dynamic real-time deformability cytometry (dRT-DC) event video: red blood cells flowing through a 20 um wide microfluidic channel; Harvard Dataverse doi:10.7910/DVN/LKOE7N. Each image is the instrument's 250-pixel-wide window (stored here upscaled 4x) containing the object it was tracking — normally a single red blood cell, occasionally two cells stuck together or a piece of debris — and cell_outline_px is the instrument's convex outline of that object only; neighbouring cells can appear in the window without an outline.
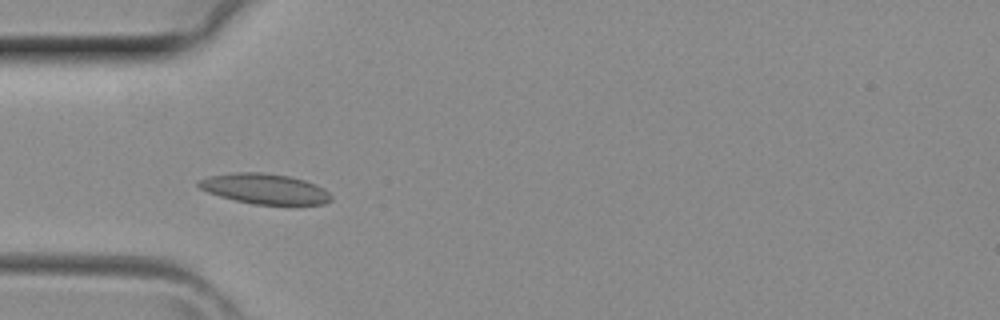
{"species": "common noctule bat (a hibernating species)", "species_latin": "Nyctalus noctula", "temperature_condition": "room temperature", "stored_images_in_passage": 2, "camera_frame_rate_fps": 3000, "um_per_image_px": 0.085, "animal": {"sex": "female", "body_mass_g": 29.2, "forearm_length_mm": 56.3}, "frame": {"image": 1, "passage_image": 2, "time_ms": 0.333, "image_size_px": [1000, 320], "cell_outline_px": [[332, 200], [324, 204], [252, 204], [220, 196], [208, 192], [200, 188], [196, 184], [196, 180], [208, 176], [232, 172], [260, 172], [288, 176], [304, 180], [316, 184], [324, 188], [332, 196]], "centroid_in_image_um": [22.48, 16.04], "position_along_channel_um": 62.5, "area_um2": 23.41}}